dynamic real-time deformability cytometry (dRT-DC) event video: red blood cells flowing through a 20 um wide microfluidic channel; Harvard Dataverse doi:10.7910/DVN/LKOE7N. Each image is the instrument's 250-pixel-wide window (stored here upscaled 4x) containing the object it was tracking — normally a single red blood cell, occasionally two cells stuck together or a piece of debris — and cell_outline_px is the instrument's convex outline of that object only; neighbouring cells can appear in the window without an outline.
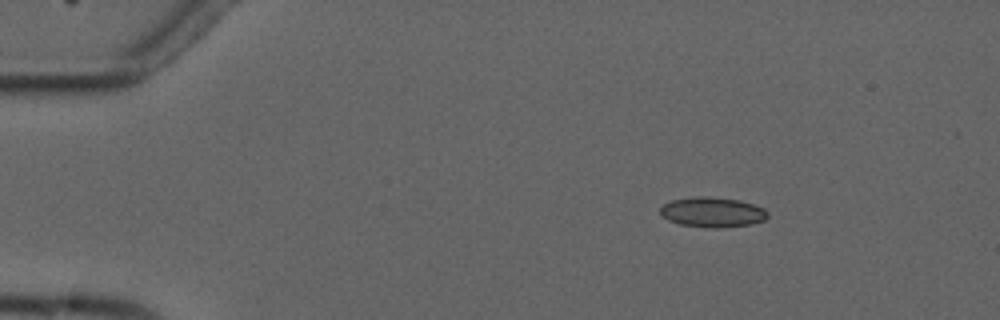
{"species": "common noctule bat (a hibernating species)", "species_latin": "Nyctalus noctula", "temperature_condition": "cold", "stored_images_in_passage": 5, "camera_frame_rate_fps": 3000, "um_per_image_px": 0.085, "animal": {"sex": "male", "forearm_length_mm": 52.5}, "frame": {"image": 1, "passage_image": 2, "time_ms": 1.333, "image_size_px": [1000, 320], "cell_outline_px": [[768, 216], [764, 220], [752, 224], [720, 228], [704, 228], [680, 224], [668, 220], [660, 212], [660, 208], [664, 204], [672, 200], [692, 196], [708, 196], [740, 200], [764, 208], [768, 212]], "centroid_in_image_um": [60.56, 18.03], "position_along_channel_um": 24.4, "area_um2": 18.96}}